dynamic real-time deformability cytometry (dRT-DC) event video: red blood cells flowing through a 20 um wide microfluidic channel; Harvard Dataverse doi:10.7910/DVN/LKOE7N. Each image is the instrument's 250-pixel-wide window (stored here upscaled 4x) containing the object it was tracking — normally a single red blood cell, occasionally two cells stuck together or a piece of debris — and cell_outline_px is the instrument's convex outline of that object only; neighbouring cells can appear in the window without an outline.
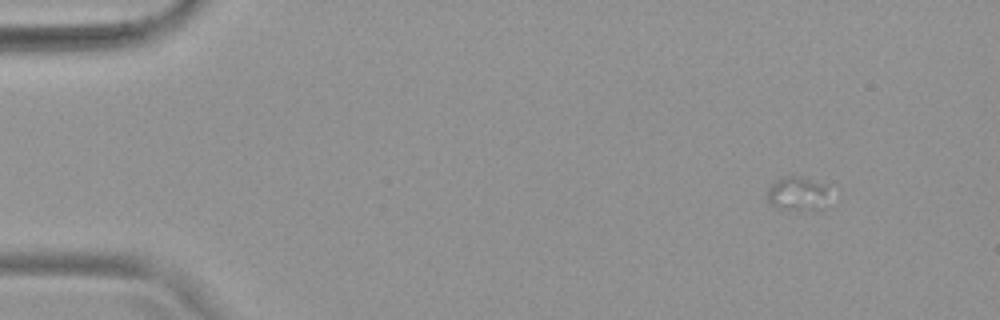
{"species": "common noctule bat (a hibernating species)", "species_latin": "Nyctalus noctula", "temperature_condition": "warm", "stored_images_in_passage": 50, "camera_frame_rate_fps": 3000, "um_per_image_px": 0.085, "animal": {"sex": "female", "body_mass_g": 19.9}, "frame": {"image": 1, "passage_image": 1, "time_ms": 0.0, "image_size_px": [1000, 320], "cell_outline_px": [[828, 184], [824, 192], [800, 208], [776, 208], [768, 200], [768, 188], [776, 180], [784, 176], [800, 176]], "centroid_in_image_um": [67.52, 16.29], "position_along_channel_um": 17.5, "area_um2": 10.29}}
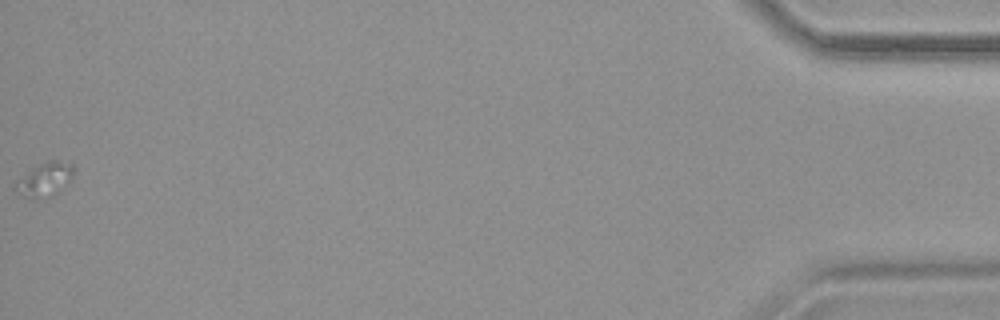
{"frame": {"image": 2, "passage_image": 50, "time_ms": 16.333, "image_size_px": [1000, 320], "cell_outline_px": [[76, 168], [72, 176], [68, 180], [44, 196], [36, 200], [32, 200], [12, 188], [16, 180], [40, 164], [48, 160], [72, 160]], "centroid_in_image_um": [3.8, 15.17], "position_along_channel_um": 431.4, "area_um2": 10.98}}